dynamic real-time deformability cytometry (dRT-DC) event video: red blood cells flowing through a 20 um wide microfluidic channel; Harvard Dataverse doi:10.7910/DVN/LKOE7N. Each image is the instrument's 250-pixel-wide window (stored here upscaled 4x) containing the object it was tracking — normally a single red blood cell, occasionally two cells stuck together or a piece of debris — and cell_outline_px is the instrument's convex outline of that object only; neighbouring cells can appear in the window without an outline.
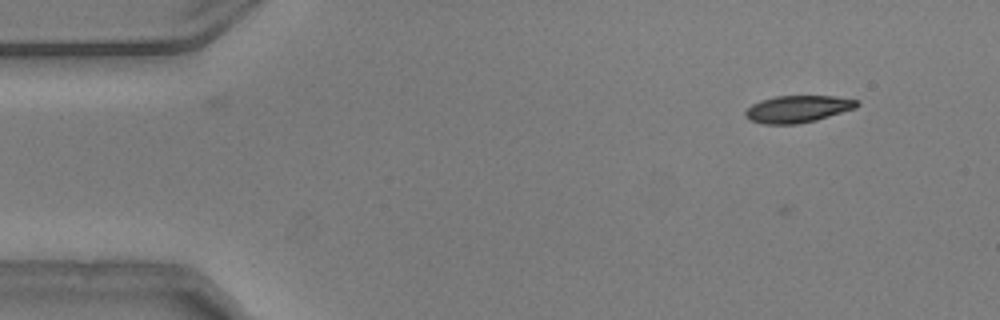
{"species": "common noctule bat (a hibernating species)", "species_latin": "Nyctalus noctula", "temperature_condition": "warm", "stored_images_in_passage": 6, "camera_frame_rate_fps": 3000, "um_per_image_px": 0.085, "animal": {"sex": "male", "body_mass_g": 20.5, "forearm_length_mm": 52.5}, "frame": {"image": 1, "passage_image": 5, "time_ms": 1.333, "image_size_px": [1000, 320], "cell_outline_px": [[860, 104], [856, 108], [816, 120], [796, 124], [764, 124], [748, 120], [744, 116], [744, 112], [752, 104], [760, 100], [776, 96], [836, 96], [856, 100]], "centroid_in_image_um": [67.78, 9.26], "position_along_channel_um": 17.2, "area_um2": 17.63}}